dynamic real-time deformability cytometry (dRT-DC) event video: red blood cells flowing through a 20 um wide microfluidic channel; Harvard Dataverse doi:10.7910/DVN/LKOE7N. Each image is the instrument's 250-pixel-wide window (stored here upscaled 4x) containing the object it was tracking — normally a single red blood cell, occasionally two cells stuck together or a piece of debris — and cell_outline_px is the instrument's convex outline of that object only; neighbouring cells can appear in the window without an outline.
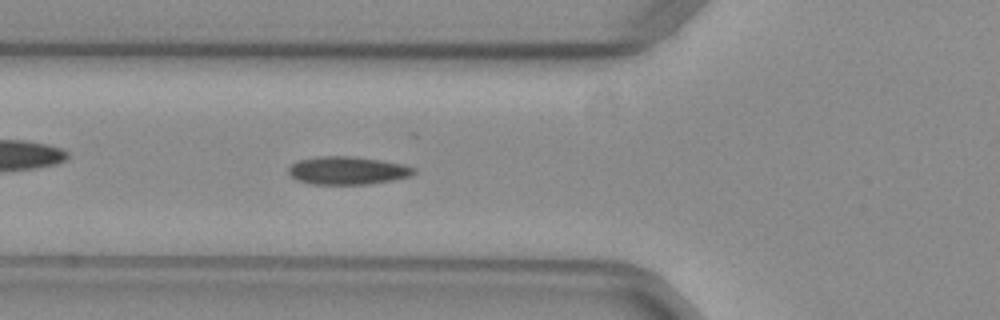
{"species": "common noctule bat (a hibernating species)", "species_latin": "Nyctalus noctula", "temperature_condition": "warm", "stored_images_in_passage": 31, "camera_frame_rate_fps": 3000, "um_per_image_px": 0.085, "animal": {"sex": "female", "body_mass_g": 29.2, "forearm_length_mm": 56.3}, "frame": {"image": 1, "passage_image": 5, "time_ms": 1.333, "image_size_px": [1000, 320], "cell_outline_px": [[416, 172], [412, 176], [392, 180], [368, 184], [312, 184], [296, 180], [288, 172], [288, 168], [292, 164], [300, 160], [320, 156], [352, 156], [380, 160], [400, 164], [416, 168]], "centroid_in_image_um": [29.54, 14.5], "position_along_channel_um": 96.3, "area_um2": 20.35}}
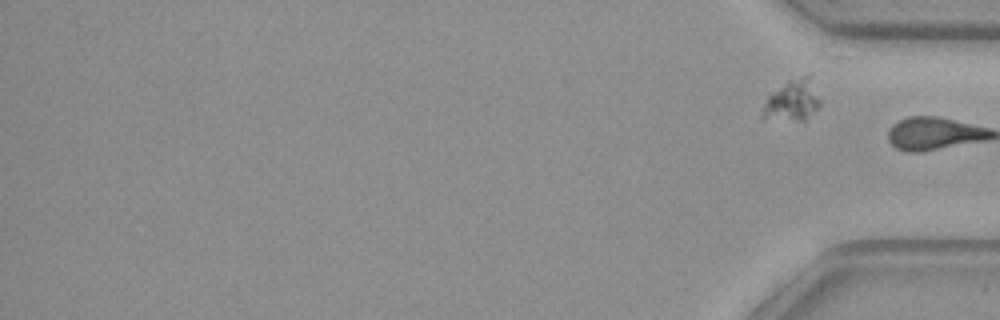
{"frame": {"image": 2, "passage_image": 31, "time_ms": 10.0, "image_size_px": [1000, 320], "cell_outline_px": [[820, 108], [804, 120], [764, 120], [760, 116], [764, 104], [768, 96], [772, 92], [788, 80], [804, 76], [808, 76], [820, 100]], "centroid_in_image_um": [67.3, 8.6], "position_along_channel_um": 367.9, "area_um2": 13.7}, "authors_computed_cell_mechanics": {"area_um2": 20.1722, "velocity_mm_per_s": 3.9739, "shape_relaxation_time_tau1_ms": 6.7189, "shape_relaxation_time_tau2_ms": 0.9002, "deformation_change_tau1": 0.1829, "deformation_change_tau2": 0.0652}}